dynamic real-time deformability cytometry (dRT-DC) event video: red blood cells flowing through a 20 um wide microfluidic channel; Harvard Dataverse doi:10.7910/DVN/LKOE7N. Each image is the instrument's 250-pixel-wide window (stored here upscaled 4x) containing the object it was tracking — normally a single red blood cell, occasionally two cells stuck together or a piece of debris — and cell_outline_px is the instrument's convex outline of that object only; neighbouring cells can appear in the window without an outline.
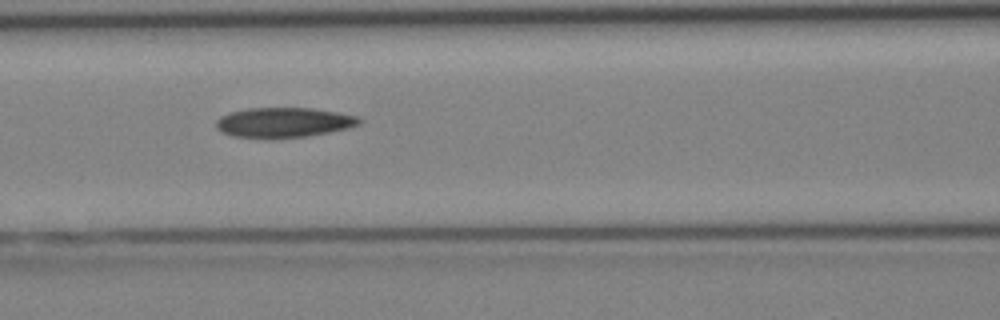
{"species": "Egyptian fruit bat (a non-hibernating species)", "species_latin": "Rousettus aegyptiacus", "temperature_condition": "cold", "stored_images_in_passage": 7, "camera_frame_rate_fps": 3000, "um_per_image_px": 0.085, "animal": {"sex": "female"}, "frame": {"image": 1, "passage_image": 5, "time_ms": 4.667, "image_size_px": [1000, 320], "cell_outline_px": [[364, 120], [360, 124], [348, 128], [308, 136], [268, 140], [232, 136], [220, 132], [216, 128], [216, 120], [220, 116], [228, 112], [248, 108], [312, 108], [336, 112], [356, 116]], "centroid_in_image_um": [24.06, 10.43], "position_along_channel_um": 142.5, "area_um2": 25.55}}
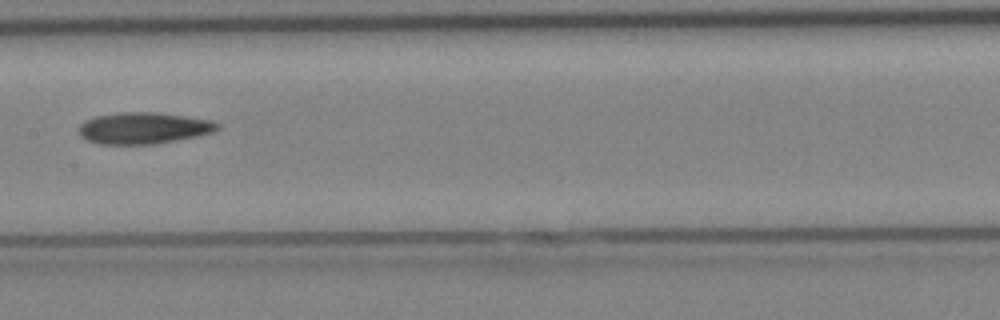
{"frame": {"image": 2, "passage_image": 6, "time_ms": 5.667, "image_size_px": [1000, 320], "cell_outline_px": [[220, 128], [212, 132], [196, 136], [156, 144], [100, 144], [88, 140], [80, 136], [80, 124], [84, 120], [96, 116], [120, 112], [156, 112], [212, 120], [220, 124]], "centroid_in_image_um": [12.21, 10.88], "position_along_channel_um": 195.2, "area_um2": 25.37}}